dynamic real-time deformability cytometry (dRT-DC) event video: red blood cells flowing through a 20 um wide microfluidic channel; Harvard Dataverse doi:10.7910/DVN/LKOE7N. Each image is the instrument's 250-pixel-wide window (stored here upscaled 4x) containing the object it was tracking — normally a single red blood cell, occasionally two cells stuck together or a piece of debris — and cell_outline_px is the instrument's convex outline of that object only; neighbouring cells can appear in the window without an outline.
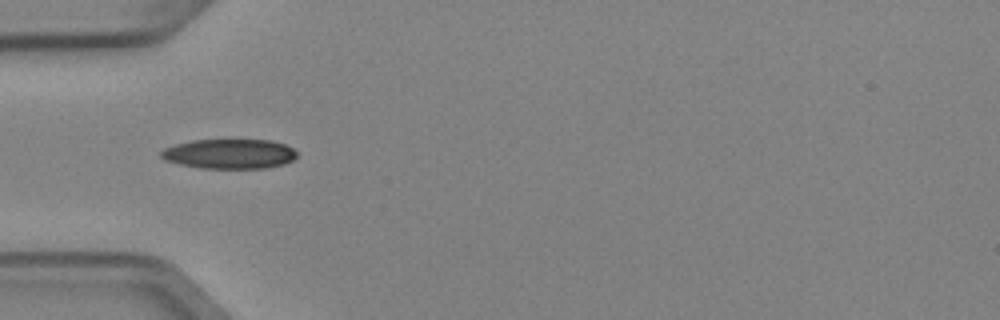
{"species": "Egyptian fruit bat (a non-hibernating species)", "species_latin": "Rousettus aegyptiacus", "temperature_condition": "cold", "stored_images_in_passage": 7, "camera_frame_rate_fps": 3000, "um_per_image_px": 0.085, "animal": {"sex": "female"}, "frame": {"image": 1, "passage_image": 5, "time_ms": 1.333, "image_size_px": [1000, 320], "cell_outline_px": [[296, 156], [292, 160], [284, 164], [264, 168], [200, 168], [180, 164], [164, 160], [160, 156], [160, 152], [164, 148], [176, 144], [192, 140], [272, 140], [284, 144], [292, 148], [296, 152]], "centroid_in_image_um": [19.48, 13.08], "position_along_channel_um": 65.5, "area_um2": 23.47}}
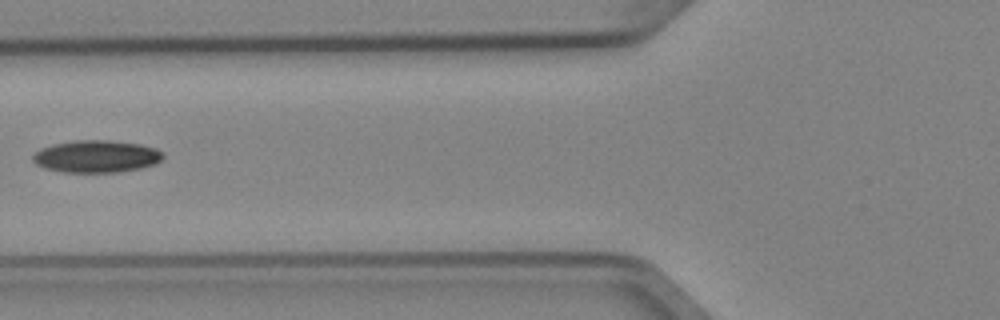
{"frame": {"image": 2, "passage_image": 6, "time_ms": 1.667, "image_size_px": [1000, 320], "cell_outline_px": [[164, 156], [160, 160], [152, 164], [140, 168], [116, 172], [64, 172], [44, 168], [36, 164], [32, 160], [32, 156], [40, 148], [52, 144], [76, 140], [108, 140], [140, 144], [156, 148]], "centroid_in_image_um": [8.14, 13.29], "position_along_channel_um": 117.7, "area_um2": 24.33}}
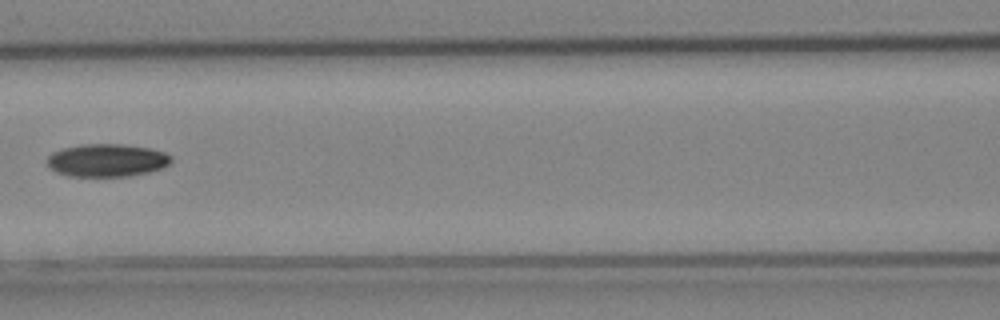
{"frame": {"image": 3, "passage_image": 7, "time_ms": 2.0, "image_size_px": [1000, 320], "cell_outline_px": [[172, 160], [164, 168], [148, 172], [128, 176], [68, 176], [56, 172], [48, 164], [48, 156], [52, 152], [60, 148], [80, 144], [120, 144], [152, 148], [164, 152], [172, 156]], "centroid_in_image_um": [9.1, 13.61], "position_along_channel_um": 157.5, "area_um2": 23.87}}